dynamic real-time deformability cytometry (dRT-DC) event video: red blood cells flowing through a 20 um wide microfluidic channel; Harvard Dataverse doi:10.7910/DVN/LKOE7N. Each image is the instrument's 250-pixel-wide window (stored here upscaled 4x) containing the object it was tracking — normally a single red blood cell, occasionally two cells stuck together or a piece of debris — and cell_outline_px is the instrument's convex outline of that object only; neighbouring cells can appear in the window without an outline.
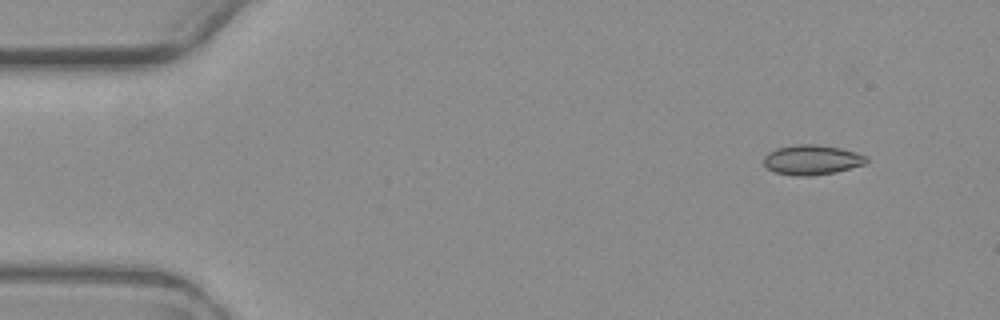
{"species": "common noctule bat (a hibernating species)", "species_latin": "Nyctalus noctula", "temperature_condition": "warm", "stored_images_in_passage": 5, "camera_frame_rate_fps": 3000, "um_per_image_px": 0.085, "animal": {"sex": "female", "body_mass_g": 19.3, "forearm_length_mm": 54.1}, "frame": {"image": 1, "passage_image": 1, "time_ms": 0.0, "image_size_px": [1000, 320], "cell_outline_px": [[868, 164], [836, 172], [808, 176], [796, 176], [776, 172], [768, 168], [764, 164], [764, 156], [768, 152], [776, 148], [796, 144], [816, 144], [840, 148], [868, 156]], "centroid_in_image_um": [69.04, 13.58], "position_along_channel_um": 16.0, "area_um2": 17.98}}
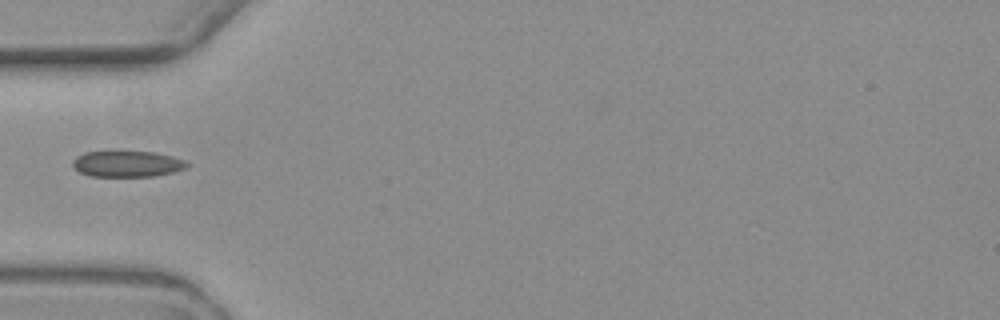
{"frame": {"image": 2, "passage_image": 5, "time_ms": 4.667, "image_size_px": [1000, 320], "cell_outline_px": [[188, 164], [184, 168], [172, 172], [152, 176], [88, 176], [72, 168], [72, 160], [76, 156], [84, 152], [116, 148], [156, 152], [172, 156], [184, 160]], "centroid_in_image_um": [10.71, 13.87], "position_along_channel_um": 74.3, "area_um2": 18.26}}